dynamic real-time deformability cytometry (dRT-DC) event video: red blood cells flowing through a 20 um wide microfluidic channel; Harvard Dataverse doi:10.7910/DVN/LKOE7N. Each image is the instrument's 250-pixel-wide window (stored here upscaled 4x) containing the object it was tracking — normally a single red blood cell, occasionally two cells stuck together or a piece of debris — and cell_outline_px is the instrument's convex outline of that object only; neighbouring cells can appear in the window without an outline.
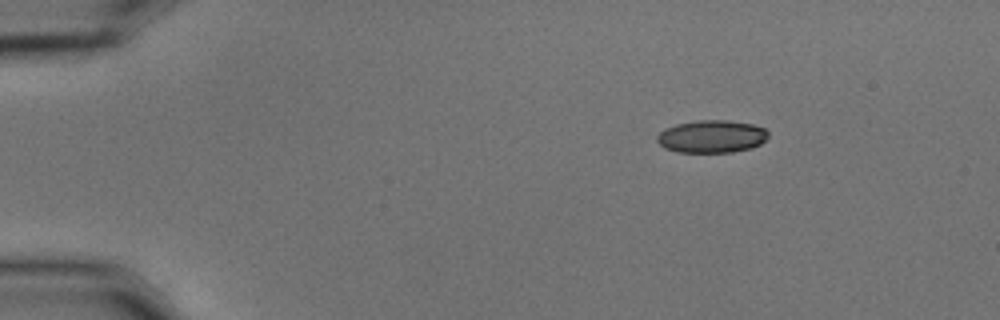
{"species": "common noctule bat (a hibernating species)", "species_latin": "Nyctalus noctula", "temperature_condition": "cold", "stored_images_in_passage": 49, "camera_frame_rate_fps": 3000, "um_per_image_px": 0.085, "animal": {"sex": "male", "body_mass_g": 15.6}, "frame": {"image": 1, "passage_image": 1, "time_ms": 0.0, "image_size_px": [1000, 320], "cell_outline_px": [[768, 136], [760, 144], [752, 148], [732, 152], [676, 152], [664, 148], [656, 140], [656, 136], [664, 128], [676, 124], [696, 120], [728, 120], [752, 124], [764, 128], [768, 132]], "centroid_in_image_um": [60.47, 11.6], "position_along_channel_um": 24.5, "area_um2": 21.27}}
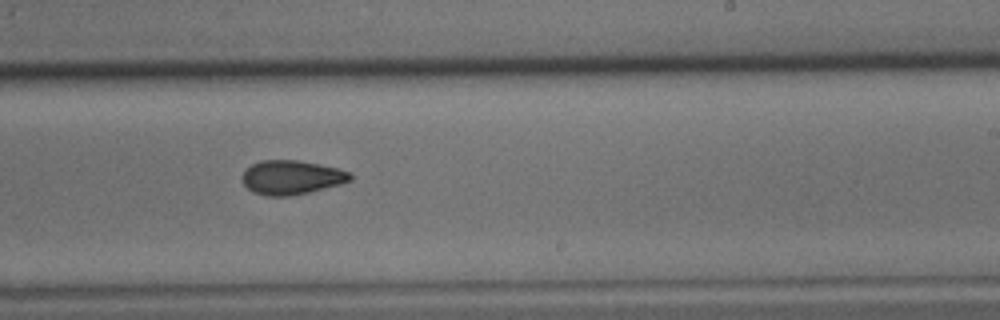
{"frame": {"image": 2, "passage_image": 28, "time_ms": 9.0, "image_size_px": [1000, 320], "cell_outline_px": [[352, 180], [340, 184], [308, 192], [288, 196], [268, 196], [252, 192], [244, 184], [244, 172], [252, 164], [260, 160], [296, 160], [320, 164], [340, 168], [352, 172]], "centroid_in_image_um": [24.83, 15.07], "position_along_channel_um": 264.2, "area_um2": 21.39}}
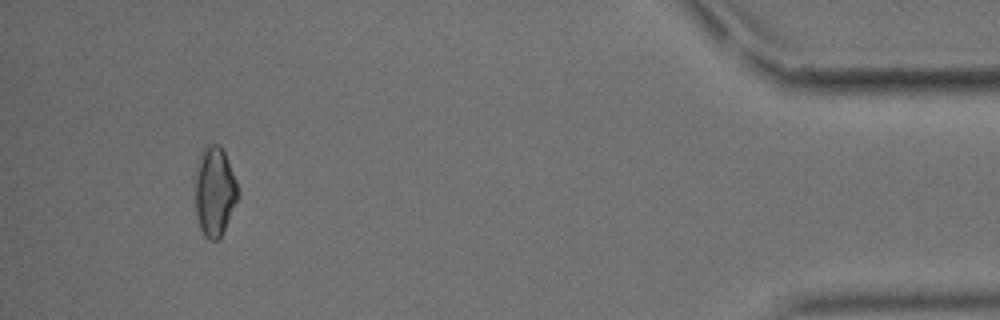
{"frame": {"image": 3, "passage_image": 46, "time_ms": 15.0, "image_size_px": [1000, 320], "cell_outline_px": [[240, 196], [220, 236], [216, 240], [208, 240], [204, 236], [200, 228], [196, 212], [196, 176], [200, 152], [204, 144], [220, 144], [224, 152], [236, 180], [240, 192]], "centroid_in_image_um": [18.26, 16.24], "position_along_channel_um": 416.9, "area_um2": 22.2}, "authors_computed_cell_mechanics": {"area_um2": 21.6172, "velocity_mm_per_s": 3.5508, "shape_relaxation_time_tau1_ms": 6.8791, "shape_relaxation_time_tau2_ms": 3.9492, "deformation_change_tau1": 0.1456, "deformation_change_tau2": 0.0943}}